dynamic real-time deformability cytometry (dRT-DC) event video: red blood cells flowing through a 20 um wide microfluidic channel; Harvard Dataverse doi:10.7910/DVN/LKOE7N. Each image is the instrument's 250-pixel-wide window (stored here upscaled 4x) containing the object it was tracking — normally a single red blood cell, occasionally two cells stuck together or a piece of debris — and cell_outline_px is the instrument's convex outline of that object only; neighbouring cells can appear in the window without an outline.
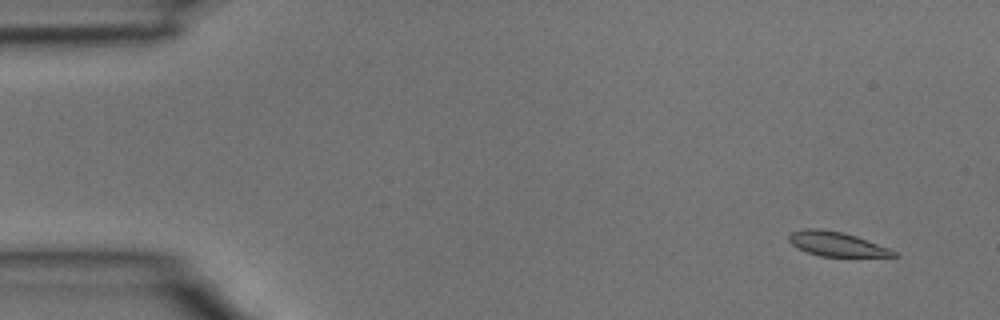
{"species": "common noctule bat (a hibernating species)", "species_latin": "Nyctalus noctula", "temperature_condition": "room temperature", "stored_images_in_passage": 3, "segment_of_instrument_passage": [2, 2], "camera_frame_rate_fps": 3000, "um_per_image_px": 0.085, "animal": {"sex": "male", "body_mass_g": 15.6}, "frame": {"image": 1, "passage_image": 3, "time_ms": 0.667, "image_size_px": [1000, 320], "cell_outline_px": [[900, 256], [820, 256], [808, 252], [792, 244], [788, 240], [788, 236], [792, 232], [804, 228], [820, 228], [844, 232], [856, 236], [900, 252]], "centroid_in_image_um": [71.14, 20.73], "position_along_channel_um": 13.9, "area_um2": 14.85}}